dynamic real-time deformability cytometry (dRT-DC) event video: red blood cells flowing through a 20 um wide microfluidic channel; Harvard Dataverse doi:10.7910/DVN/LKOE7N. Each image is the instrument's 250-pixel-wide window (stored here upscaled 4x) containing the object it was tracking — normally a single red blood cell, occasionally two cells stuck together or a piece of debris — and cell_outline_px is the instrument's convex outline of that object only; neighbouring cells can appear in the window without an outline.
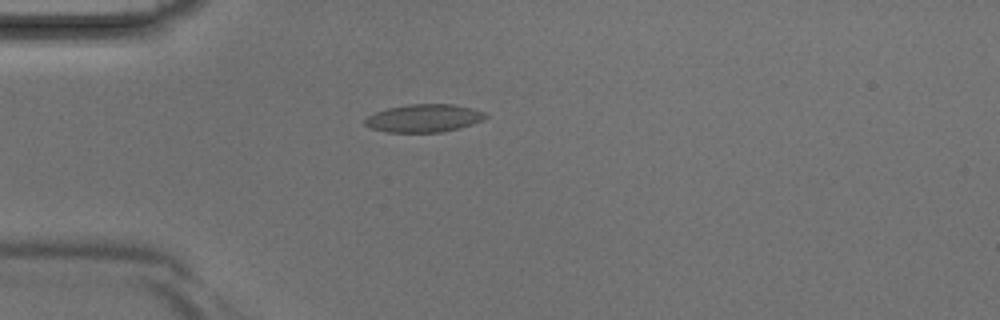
{"species": "Egyptian fruit bat (a non-hibernating species)", "species_latin": "Rousettus aegyptiacus", "temperature_condition": "room temperature", "stored_images_in_passage": 3, "camera_frame_rate_fps": 3000, "um_per_image_px": 0.085, "animal": {"sex": "male"}, "frame": {"image": 1, "passage_image": 3, "time_ms": 0.667, "image_size_px": [1000, 320], "cell_outline_px": [[488, 116], [472, 124], [460, 128], [440, 132], [388, 132], [368, 128], [364, 124], [364, 120], [368, 116], [376, 112], [388, 108], [408, 104], [452, 104], [472, 108], [484, 112]], "centroid_in_image_um": [36.0, 10.05], "position_along_channel_um": 49.0, "area_um2": 19.54}}